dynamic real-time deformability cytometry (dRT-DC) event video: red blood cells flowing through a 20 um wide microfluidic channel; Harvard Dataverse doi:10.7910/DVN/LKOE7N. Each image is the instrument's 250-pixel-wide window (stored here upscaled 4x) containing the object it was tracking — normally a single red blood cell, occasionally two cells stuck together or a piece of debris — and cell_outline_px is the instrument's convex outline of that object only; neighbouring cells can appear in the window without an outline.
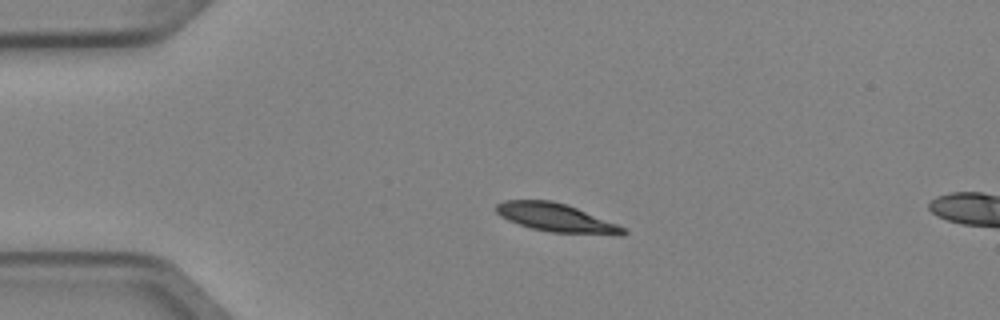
{"species": "Egyptian fruit bat (a non-hibernating species)", "species_latin": "Rousettus aegyptiacus", "temperature_condition": "cold", "stored_images_in_passage": 4, "segment_of_instrument_passage": [1, 2], "camera_frame_rate_fps": 3000, "um_per_image_px": 0.085, "animal": {"sex": "female"}, "frame": {"image": 1, "passage_image": 3, "time_ms": 0.667, "image_size_px": [1000, 320], "cell_outline_px": [[628, 232], [624, 236], [620, 236], [552, 232], [532, 228], [508, 220], [500, 216], [496, 212], [496, 204], [504, 200], [552, 200], [568, 204], [628, 228]], "centroid_in_image_um": [47.37, 18.51], "position_along_channel_um": 37.6, "area_um2": 21.39}}